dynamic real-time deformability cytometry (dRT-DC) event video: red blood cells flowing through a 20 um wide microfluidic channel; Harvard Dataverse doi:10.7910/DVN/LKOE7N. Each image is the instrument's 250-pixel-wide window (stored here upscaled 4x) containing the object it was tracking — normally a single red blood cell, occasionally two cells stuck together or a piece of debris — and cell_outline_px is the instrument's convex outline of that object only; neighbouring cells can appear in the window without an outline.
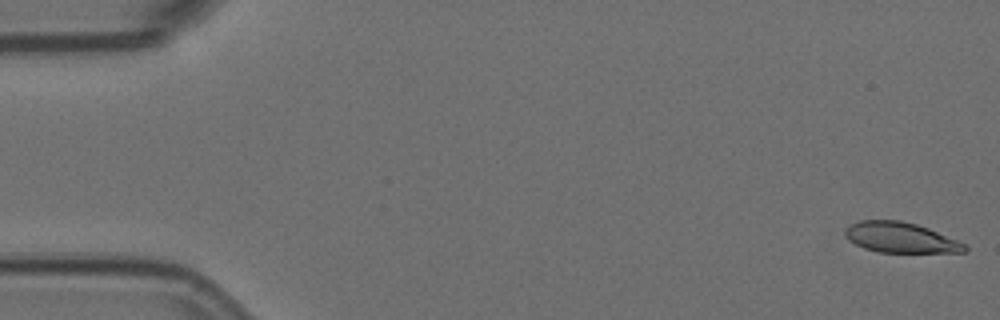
{"species": "Egyptian fruit bat (a non-hibernating species)", "species_latin": "Rousettus aegyptiacus", "temperature_condition": "room temperature", "stored_images_in_passage": 56, "camera_frame_rate_fps": 3000, "um_per_image_px": 0.085, "animal": {"sex": "female"}, "frame": {"image": 1, "passage_image": 1, "time_ms": 0.0, "image_size_px": [1000, 320], "cell_outline_px": [[968, 248], [964, 252], [876, 252], [864, 248], [848, 240], [844, 236], [844, 228], [848, 224], [860, 220], [900, 220], [916, 224], [928, 228], [956, 240], [964, 244]], "centroid_in_image_um": [76.46, 20.18], "position_along_channel_um": 8.5, "area_um2": 21.15}}
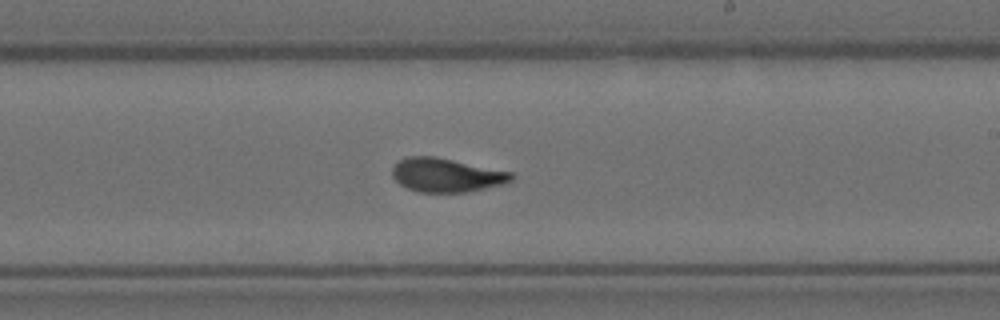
{"frame": {"image": 2, "passage_image": 33, "time_ms": 10.667, "image_size_px": [1000, 320], "cell_outline_px": [[516, 176], [512, 180], [504, 184], [468, 192], [420, 192], [408, 188], [400, 184], [392, 176], [392, 168], [400, 160], [408, 156], [436, 156], [512, 172]], "centroid_in_image_um": [37.97, 14.88], "position_along_channel_um": 251.0, "area_um2": 23.52}}
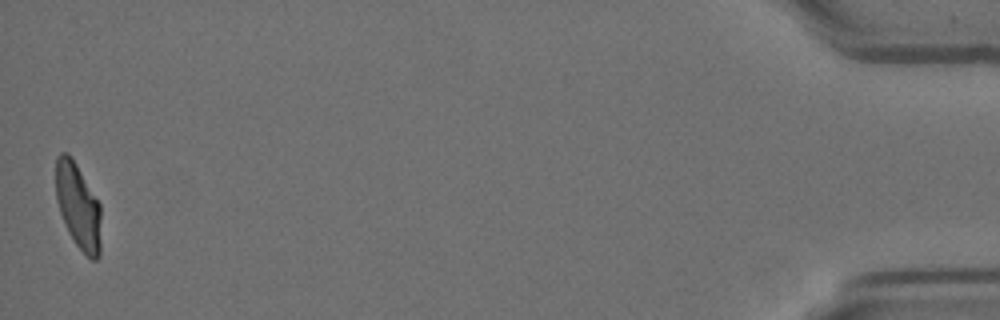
{"frame": {"image": 3, "passage_image": 56, "time_ms": 18.333, "image_size_px": [1000, 320], "cell_outline_px": [[100, 256], [96, 260], [92, 260], [76, 244], [68, 232], [60, 212], [56, 200], [56, 156], [60, 152], [68, 152], [72, 156], [100, 204]], "centroid_in_image_um": [6.63, 17.48], "position_along_channel_um": 428.6, "area_um2": 22.54}, "authors_computed_cell_mechanics": {"area_um2": 23.1778, "velocity_mm_per_s": 3.5593, "shape_relaxation_time_tau1_ms": 5.6682, "shape_relaxation_time_tau2_ms": 1.2973, "deformation_change_tau1": 0.2016, "deformation_change_tau2": 0.0747}}